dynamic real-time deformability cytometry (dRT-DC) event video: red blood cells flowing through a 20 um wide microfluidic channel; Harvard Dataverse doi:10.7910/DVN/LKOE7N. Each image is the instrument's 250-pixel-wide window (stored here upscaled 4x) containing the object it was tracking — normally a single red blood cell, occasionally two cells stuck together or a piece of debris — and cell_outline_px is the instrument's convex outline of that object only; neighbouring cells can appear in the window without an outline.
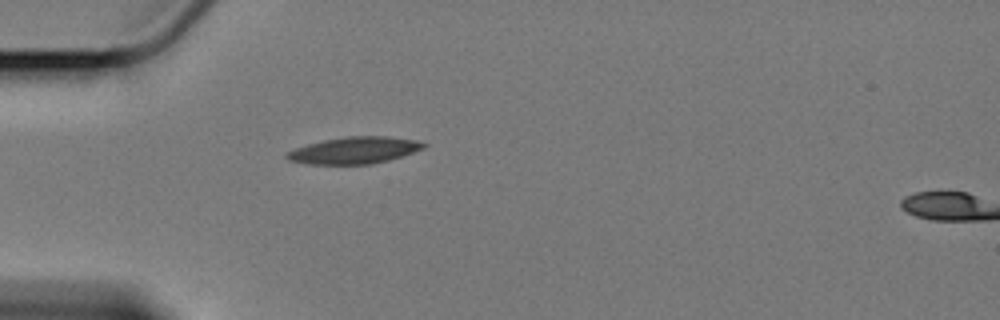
{"species": "Egyptian fruit bat (a non-hibernating species)", "species_latin": "Rousettus aegyptiacus", "temperature_condition": "cold", "stored_images_in_passage": 43, "camera_frame_rate_fps": 3000, "um_per_image_px": 0.085, "animal": {"sex": "female"}, "frame": {"image": 1, "passage_image": 1, "time_ms": 0.0, "image_size_px": [1000, 320], "cell_outline_px": [[428, 144], [424, 148], [388, 160], [372, 164], [308, 164], [288, 160], [284, 156], [288, 152], [296, 148], [308, 144], [324, 140], [348, 136], [388, 136], [416, 140]], "centroid_in_image_um": [30.12, 12.77], "position_along_channel_um": 54.9, "area_um2": 21.15}}
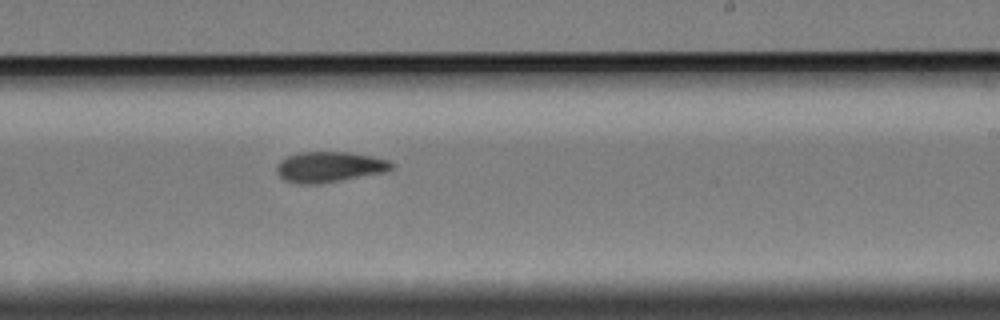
{"frame": {"image": 2, "passage_image": 20, "time_ms": 6.333, "image_size_px": [1000, 320], "cell_outline_px": [[396, 168], [388, 172], [320, 184], [296, 184], [284, 180], [276, 172], [276, 168], [280, 160], [288, 156], [300, 152], [348, 152], [372, 156], [388, 160], [396, 164]], "centroid_in_image_um": [28.05, 14.2], "position_along_channel_um": 260.9, "area_um2": 20.87}}
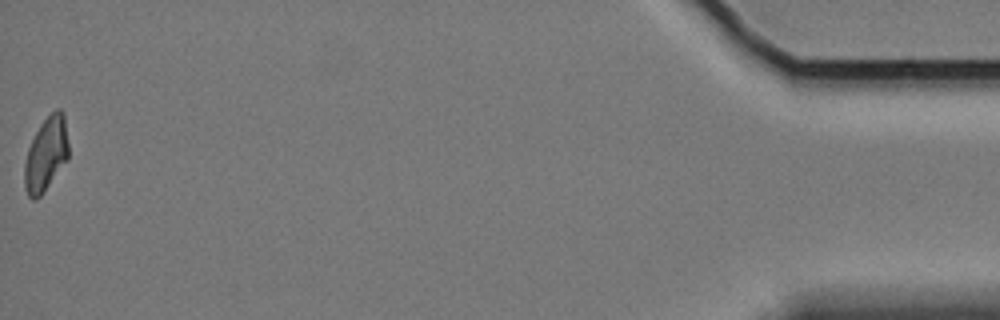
{"frame": {"image": 3, "passage_image": 43, "time_ms": 14.0, "image_size_px": [1000, 320], "cell_outline_px": [[68, 160], [40, 196], [36, 200], [32, 200], [28, 196], [24, 188], [24, 164], [28, 148], [40, 124], [56, 108], [60, 108], [64, 112], [68, 144]], "centroid_in_image_um": [3.91, 13.12], "position_along_channel_um": 431.3, "area_um2": 19.07}, "authors_computed_cell_mechanics": {"area_um2": 20.23, "velocity_mm_per_s": 3.3896, "shape_relaxation_time_tau1_ms": 4.7189, "shape_relaxation_time_tau2_ms": 7.7598, "deformation_change_tau1": 0.1454, "deformation_change_tau2": 0.1307}}